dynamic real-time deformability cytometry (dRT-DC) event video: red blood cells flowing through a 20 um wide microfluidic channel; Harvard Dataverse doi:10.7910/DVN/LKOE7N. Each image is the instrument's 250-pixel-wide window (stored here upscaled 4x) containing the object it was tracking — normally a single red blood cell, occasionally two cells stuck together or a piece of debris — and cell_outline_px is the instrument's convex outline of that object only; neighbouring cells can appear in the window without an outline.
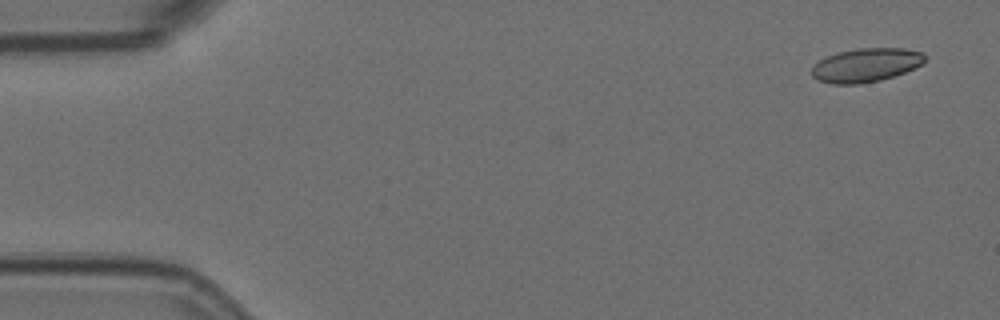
{"species": "Egyptian fruit bat (a non-hibernating species)", "species_latin": "Rousettus aegyptiacus", "temperature_condition": "room temperature", "stored_images_in_passage": 5, "camera_frame_rate_fps": 3000, "um_per_image_px": 0.085, "animal": {"sex": "female"}, "frame": {"image": 1, "passage_image": 1, "time_ms": 0.0, "image_size_px": [1000, 320], "cell_outline_px": [[924, 60], [920, 64], [904, 72], [880, 80], [856, 84], [832, 84], [816, 80], [812, 76], [812, 68], [820, 60], [836, 52], [856, 48], [904, 48], [924, 52]], "centroid_in_image_um": [73.57, 5.52], "position_along_channel_um": 11.4, "area_um2": 22.08}}
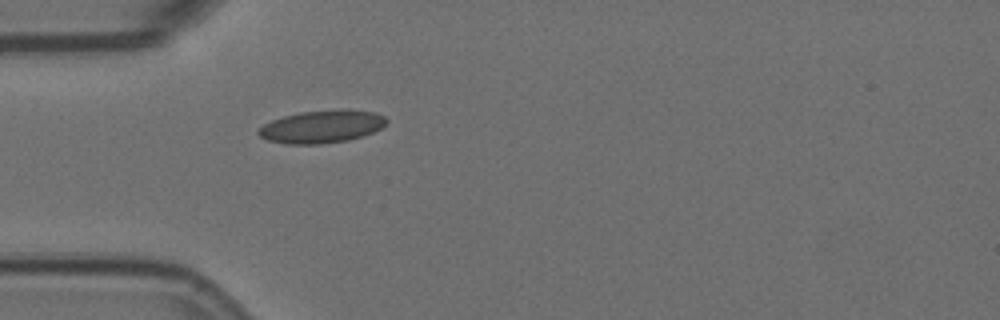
{"frame": {"image": 2, "passage_image": 5, "time_ms": 1.333, "image_size_px": [1000, 320], "cell_outline_px": [[388, 120], [380, 128], [372, 132], [348, 140], [320, 144], [288, 144], [268, 140], [260, 136], [256, 132], [264, 124], [272, 120], [284, 116], [300, 112], [376, 112], [384, 116]], "centroid_in_image_um": [27.28, 10.81], "position_along_channel_um": 57.7, "area_um2": 23.29}}